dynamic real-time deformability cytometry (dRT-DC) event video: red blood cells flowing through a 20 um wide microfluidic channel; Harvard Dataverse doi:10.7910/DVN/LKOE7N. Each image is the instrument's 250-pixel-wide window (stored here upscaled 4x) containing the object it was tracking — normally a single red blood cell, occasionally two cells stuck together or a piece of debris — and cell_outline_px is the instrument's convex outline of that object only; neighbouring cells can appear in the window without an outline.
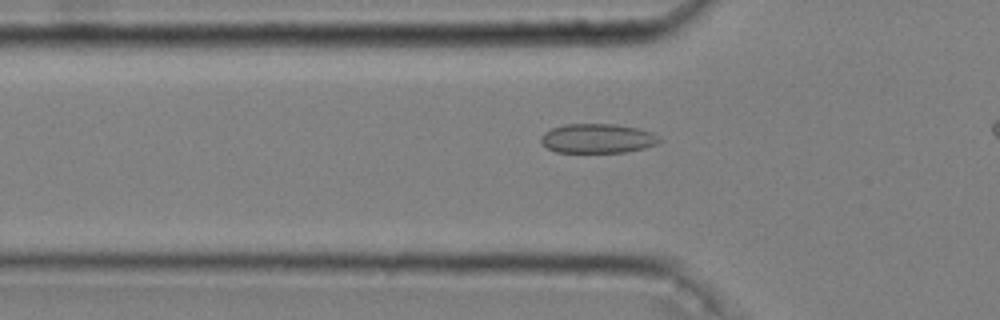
{"species": "common noctule bat (a hibernating species)", "species_latin": "Nyctalus noctula", "temperature_condition": "cold", "stored_images_in_passage": 37, "camera_frame_rate_fps": 3000, "um_per_image_px": 0.085, "animal": {"sex": "male", "body_mass_g": 20.4}, "frame": {"image": 1, "passage_image": 10, "time_ms": 3.0, "image_size_px": [1000, 320], "cell_outline_px": [[664, 140], [656, 144], [644, 148], [624, 152], [556, 152], [540, 144], [540, 136], [544, 132], [552, 128], [564, 124], [616, 124], [636, 128], [652, 132], [660, 136]], "centroid_in_image_um": [50.79, 11.76], "position_along_channel_um": 75.0, "area_um2": 20.46}}
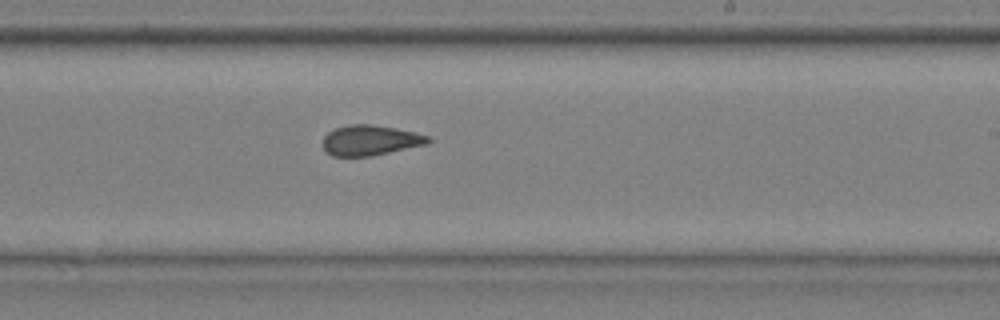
{"frame": {"image": 2, "passage_image": 25, "time_ms": 8.0, "image_size_px": [1000, 320], "cell_outline_px": [[432, 140], [428, 144], [368, 156], [332, 156], [324, 148], [324, 136], [328, 132], [336, 128], [348, 124], [372, 124], [396, 128], [416, 132], [428, 136]], "centroid_in_image_um": [31.49, 11.91], "position_along_channel_um": 257.5, "area_um2": 18.44}}
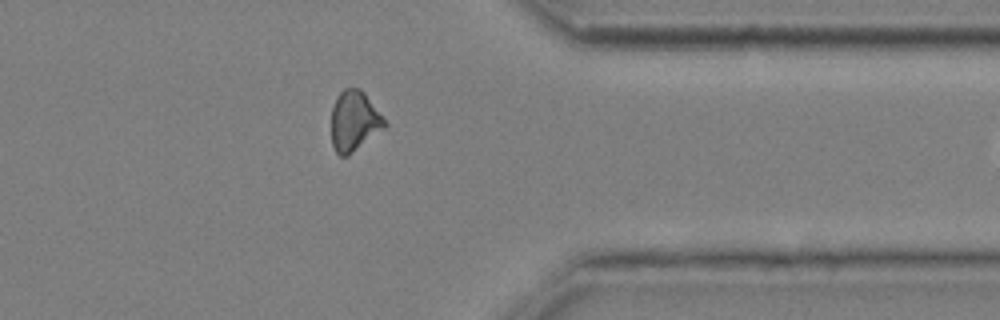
{"frame": {"image": 3, "passage_image": 36, "time_ms": 11.667, "image_size_px": [1000, 320], "cell_outline_px": [[388, 124], [384, 128], [348, 156], [340, 156], [336, 152], [332, 144], [332, 108], [336, 96], [344, 88], [360, 88], [364, 92], [384, 116]], "centroid_in_image_um": [30.12, 10.27], "position_along_channel_um": 381.3, "area_um2": 18.79}}